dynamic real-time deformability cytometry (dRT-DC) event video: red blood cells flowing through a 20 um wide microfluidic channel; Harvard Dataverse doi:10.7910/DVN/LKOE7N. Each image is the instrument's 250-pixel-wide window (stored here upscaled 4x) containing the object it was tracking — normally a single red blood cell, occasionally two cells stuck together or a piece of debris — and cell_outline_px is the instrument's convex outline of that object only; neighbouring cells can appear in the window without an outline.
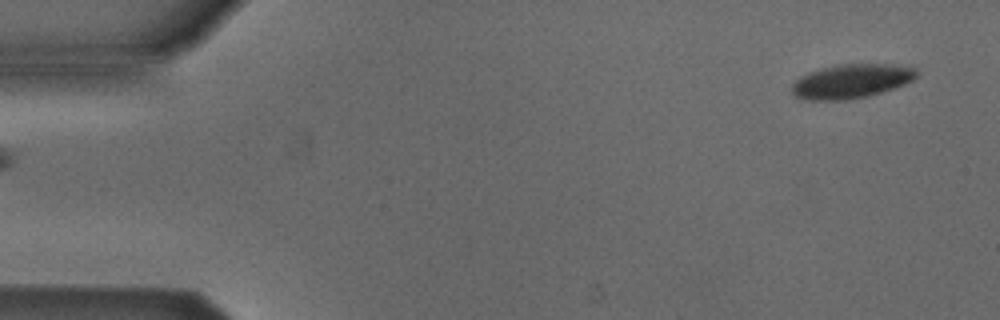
{"species": "Egyptian fruit bat (a non-hibernating species)", "species_latin": "Rousettus aegyptiacus", "temperature_condition": "cold", "stored_images_in_passage": 5, "segment_of_instrument_passage": [2, 2], "camera_frame_rate_fps": 3000, "um_per_image_px": 0.085, "animal": {"sex": "male"}, "frame": {"image": 1, "passage_image": 5, "time_ms": 1.333, "image_size_px": [1000, 320], "cell_outline_px": [[920, 72], [912, 80], [904, 84], [868, 96], [848, 100], [804, 100], [796, 96], [792, 92], [792, 84], [800, 76], [808, 72], [836, 64], [892, 64], [916, 68]], "centroid_in_image_um": [72.35, 6.9], "position_along_channel_um": 12.7, "area_um2": 24.85}}